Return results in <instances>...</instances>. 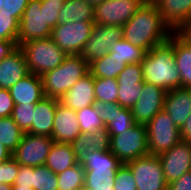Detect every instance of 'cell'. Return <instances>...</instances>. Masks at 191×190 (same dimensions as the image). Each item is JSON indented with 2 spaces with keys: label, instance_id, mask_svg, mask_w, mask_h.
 Wrapping results in <instances>:
<instances>
[{
  "label": "cell",
  "instance_id": "1",
  "mask_svg": "<svg viewBox=\"0 0 191 190\" xmlns=\"http://www.w3.org/2000/svg\"><path fill=\"white\" fill-rule=\"evenodd\" d=\"M122 28L123 39L143 48L146 52L166 42L172 33L151 0L144 2Z\"/></svg>",
  "mask_w": 191,
  "mask_h": 190
},
{
  "label": "cell",
  "instance_id": "2",
  "mask_svg": "<svg viewBox=\"0 0 191 190\" xmlns=\"http://www.w3.org/2000/svg\"><path fill=\"white\" fill-rule=\"evenodd\" d=\"M141 66L144 82L158 86L166 92L181 87L174 48L168 40L146 52Z\"/></svg>",
  "mask_w": 191,
  "mask_h": 190
},
{
  "label": "cell",
  "instance_id": "3",
  "mask_svg": "<svg viewBox=\"0 0 191 190\" xmlns=\"http://www.w3.org/2000/svg\"><path fill=\"white\" fill-rule=\"evenodd\" d=\"M79 163L85 170V188L114 190L116 172L123 163L110 150H92Z\"/></svg>",
  "mask_w": 191,
  "mask_h": 190
},
{
  "label": "cell",
  "instance_id": "4",
  "mask_svg": "<svg viewBox=\"0 0 191 190\" xmlns=\"http://www.w3.org/2000/svg\"><path fill=\"white\" fill-rule=\"evenodd\" d=\"M88 73L89 64L81 54L67 55L61 65L41 76L45 96L60 99Z\"/></svg>",
  "mask_w": 191,
  "mask_h": 190
},
{
  "label": "cell",
  "instance_id": "5",
  "mask_svg": "<svg viewBox=\"0 0 191 190\" xmlns=\"http://www.w3.org/2000/svg\"><path fill=\"white\" fill-rule=\"evenodd\" d=\"M19 47L24 53L29 73L38 76L54 70L67 56L51 37L24 42Z\"/></svg>",
  "mask_w": 191,
  "mask_h": 190
},
{
  "label": "cell",
  "instance_id": "6",
  "mask_svg": "<svg viewBox=\"0 0 191 190\" xmlns=\"http://www.w3.org/2000/svg\"><path fill=\"white\" fill-rule=\"evenodd\" d=\"M147 142L151 155H159L171 149L181 140L180 128L161 110L147 124Z\"/></svg>",
  "mask_w": 191,
  "mask_h": 190
},
{
  "label": "cell",
  "instance_id": "7",
  "mask_svg": "<svg viewBox=\"0 0 191 190\" xmlns=\"http://www.w3.org/2000/svg\"><path fill=\"white\" fill-rule=\"evenodd\" d=\"M110 151L122 163L150 154L146 125L137 124L121 134L112 136L110 138Z\"/></svg>",
  "mask_w": 191,
  "mask_h": 190
},
{
  "label": "cell",
  "instance_id": "8",
  "mask_svg": "<svg viewBox=\"0 0 191 190\" xmlns=\"http://www.w3.org/2000/svg\"><path fill=\"white\" fill-rule=\"evenodd\" d=\"M125 164L133 174L137 190H167L168 184L158 155L148 154Z\"/></svg>",
  "mask_w": 191,
  "mask_h": 190
},
{
  "label": "cell",
  "instance_id": "9",
  "mask_svg": "<svg viewBox=\"0 0 191 190\" xmlns=\"http://www.w3.org/2000/svg\"><path fill=\"white\" fill-rule=\"evenodd\" d=\"M148 0H105L94 5V23L123 27Z\"/></svg>",
  "mask_w": 191,
  "mask_h": 190
},
{
  "label": "cell",
  "instance_id": "10",
  "mask_svg": "<svg viewBox=\"0 0 191 190\" xmlns=\"http://www.w3.org/2000/svg\"><path fill=\"white\" fill-rule=\"evenodd\" d=\"M94 24V22H72L57 25L52 29L50 37L67 55L81 54Z\"/></svg>",
  "mask_w": 191,
  "mask_h": 190
},
{
  "label": "cell",
  "instance_id": "11",
  "mask_svg": "<svg viewBox=\"0 0 191 190\" xmlns=\"http://www.w3.org/2000/svg\"><path fill=\"white\" fill-rule=\"evenodd\" d=\"M54 140L49 136L24 133L12 157L22 166L45 165Z\"/></svg>",
  "mask_w": 191,
  "mask_h": 190
},
{
  "label": "cell",
  "instance_id": "12",
  "mask_svg": "<svg viewBox=\"0 0 191 190\" xmlns=\"http://www.w3.org/2000/svg\"><path fill=\"white\" fill-rule=\"evenodd\" d=\"M51 31L45 22L41 0H30L19 22L18 46L31 40L48 38Z\"/></svg>",
  "mask_w": 191,
  "mask_h": 190
},
{
  "label": "cell",
  "instance_id": "13",
  "mask_svg": "<svg viewBox=\"0 0 191 190\" xmlns=\"http://www.w3.org/2000/svg\"><path fill=\"white\" fill-rule=\"evenodd\" d=\"M123 38V28L120 26H104L94 24L88 41L81 52L88 64L109 53L112 45Z\"/></svg>",
  "mask_w": 191,
  "mask_h": 190
},
{
  "label": "cell",
  "instance_id": "14",
  "mask_svg": "<svg viewBox=\"0 0 191 190\" xmlns=\"http://www.w3.org/2000/svg\"><path fill=\"white\" fill-rule=\"evenodd\" d=\"M158 156L162 163L167 184L191 171V142L180 140L171 149Z\"/></svg>",
  "mask_w": 191,
  "mask_h": 190
},
{
  "label": "cell",
  "instance_id": "15",
  "mask_svg": "<svg viewBox=\"0 0 191 190\" xmlns=\"http://www.w3.org/2000/svg\"><path fill=\"white\" fill-rule=\"evenodd\" d=\"M166 93L158 86L143 82L139 99L131 109L135 122L146 125L157 113L163 110Z\"/></svg>",
  "mask_w": 191,
  "mask_h": 190
},
{
  "label": "cell",
  "instance_id": "16",
  "mask_svg": "<svg viewBox=\"0 0 191 190\" xmlns=\"http://www.w3.org/2000/svg\"><path fill=\"white\" fill-rule=\"evenodd\" d=\"M118 104L132 109L139 99L143 87V72L141 63L128 64L118 75Z\"/></svg>",
  "mask_w": 191,
  "mask_h": 190
},
{
  "label": "cell",
  "instance_id": "17",
  "mask_svg": "<svg viewBox=\"0 0 191 190\" xmlns=\"http://www.w3.org/2000/svg\"><path fill=\"white\" fill-rule=\"evenodd\" d=\"M172 32H181L191 18V0H151Z\"/></svg>",
  "mask_w": 191,
  "mask_h": 190
},
{
  "label": "cell",
  "instance_id": "18",
  "mask_svg": "<svg viewBox=\"0 0 191 190\" xmlns=\"http://www.w3.org/2000/svg\"><path fill=\"white\" fill-rule=\"evenodd\" d=\"M76 111L57 103L51 138L54 142L70 144L80 134Z\"/></svg>",
  "mask_w": 191,
  "mask_h": 190
},
{
  "label": "cell",
  "instance_id": "19",
  "mask_svg": "<svg viewBox=\"0 0 191 190\" xmlns=\"http://www.w3.org/2000/svg\"><path fill=\"white\" fill-rule=\"evenodd\" d=\"M95 102L94 77L90 73L78 80L71 89L59 99L60 104L74 111L92 106Z\"/></svg>",
  "mask_w": 191,
  "mask_h": 190
},
{
  "label": "cell",
  "instance_id": "20",
  "mask_svg": "<svg viewBox=\"0 0 191 190\" xmlns=\"http://www.w3.org/2000/svg\"><path fill=\"white\" fill-rule=\"evenodd\" d=\"M28 74L29 71L24 53L18 46L0 61V88L9 90Z\"/></svg>",
  "mask_w": 191,
  "mask_h": 190
},
{
  "label": "cell",
  "instance_id": "21",
  "mask_svg": "<svg viewBox=\"0 0 191 190\" xmlns=\"http://www.w3.org/2000/svg\"><path fill=\"white\" fill-rule=\"evenodd\" d=\"M163 110L181 128L191 113V88L179 87L168 91Z\"/></svg>",
  "mask_w": 191,
  "mask_h": 190
},
{
  "label": "cell",
  "instance_id": "22",
  "mask_svg": "<svg viewBox=\"0 0 191 190\" xmlns=\"http://www.w3.org/2000/svg\"><path fill=\"white\" fill-rule=\"evenodd\" d=\"M168 41L173 45L176 67L181 78V87L191 88V41L181 32H172Z\"/></svg>",
  "mask_w": 191,
  "mask_h": 190
},
{
  "label": "cell",
  "instance_id": "23",
  "mask_svg": "<svg viewBox=\"0 0 191 190\" xmlns=\"http://www.w3.org/2000/svg\"><path fill=\"white\" fill-rule=\"evenodd\" d=\"M14 105L36 104L45 97L41 76L29 73L9 89Z\"/></svg>",
  "mask_w": 191,
  "mask_h": 190
},
{
  "label": "cell",
  "instance_id": "24",
  "mask_svg": "<svg viewBox=\"0 0 191 190\" xmlns=\"http://www.w3.org/2000/svg\"><path fill=\"white\" fill-rule=\"evenodd\" d=\"M58 102L59 99L46 96L36 102L32 127L27 133L51 137Z\"/></svg>",
  "mask_w": 191,
  "mask_h": 190
},
{
  "label": "cell",
  "instance_id": "25",
  "mask_svg": "<svg viewBox=\"0 0 191 190\" xmlns=\"http://www.w3.org/2000/svg\"><path fill=\"white\" fill-rule=\"evenodd\" d=\"M72 22H94V6L85 0H65L58 25Z\"/></svg>",
  "mask_w": 191,
  "mask_h": 190
},
{
  "label": "cell",
  "instance_id": "26",
  "mask_svg": "<svg viewBox=\"0 0 191 190\" xmlns=\"http://www.w3.org/2000/svg\"><path fill=\"white\" fill-rule=\"evenodd\" d=\"M78 163L71 144L53 142L45 165L58 174Z\"/></svg>",
  "mask_w": 191,
  "mask_h": 190
},
{
  "label": "cell",
  "instance_id": "27",
  "mask_svg": "<svg viewBox=\"0 0 191 190\" xmlns=\"http://www.w3.org/2000/svg\"><path fill=\"white\" fill-rule=\"evenodd\" d=\"M127 64H124L118 58L110 56L107 53L100 59H97L89 64V73L94 78H113L117 79L118 75L125 69Z\"/></svg>",
  "mask_w": 191,
  "mask_h": 190
},
{
  "label": "cell",
  "instance_id": "28",
  "mask_svg": "<svg viewBox=\"0 0 191 190\" xmlns=\"http://www.w3.org/2000/svg\"><path fill=\"white\" fill-rule=\"evenodd\" d=\"M109 54L128 65L141 63L146 51L122 38L112 45Z\"/></svg>",
  "mask_w": 191,
  "mask_h": 190
},
{
  "label": "cell",
  "instance_id": "29",
  "mask_svg": "<svg viewBox=\"0 0 191 190\" xmlns=\"http://www.w3.org/2000/svg\"><path fill=\"white\" fill-rule=\"evenodd\" d=\"M24 132L14 122L12 116L0 118V142L13 153L23 138Z\"/></svg>",
  "mask_w": 191,
  "mask_h": 190
},
{
  "label": "cell",
  "instance_id": "30",
  "mask_svg": "<svg viewBox=\"0 0 191 190\" xmlns=\"http://www.w3.org/2000/svg\"><path fill=\"white\" fill-rule=\"evenodd\" d=\"M58 190H78L84 187L85 170L80 163L57 174Z\"/></svg>",
  "mask_w": 191,
  "mask_h": 190
},
{
  "label": "cell",
  "instance_id": "31",
  "mask_svg": "<svg viewBox=\"0 0 191 190\" xmlns=\"http://www.w3.org/2000/svg\"><path fill=\"white\" fill-rule=\"evenodd\" d=\"M137 123L132 115V110L125 107H120L119 110H114L111 121L105 126L108 130L109 137L121 134L128 129L135 127Z\"/></svg>",
  "mask_w": 191,
  "mask_h": 190
},
{
  "label": "cell",
  "instance_id": "32",
  "mask_svg": "<svg viewBox=\"0 0 191 190\" xmlns=\"http://www.w3.org/2000/svg\"><path fill=\"white\" fill-rule=\"evenodd\" d=\"M96 102L118 103V81L113 78H94Z\"/></svg>",
  "mask_w": 191,
  "mask_h": 190
},
{
  "label": "cell",
  "instance_id": "33",
  "mask_svg": "<svg viewBox=\"0 0 191 190\" xmlns=\"http://www.w3.org/2000/svg\"><path fill=\"white\" fill-rule=\"evenodd\" d=\"M76 115L82 133L93 132L104 127L95 105L76 111Z\"/></svg>",
  "mask_w": 191,
  "mask_h": 190
},
{
  "label": "cell",
  "instance_id": "34",
  "mask_svg": "<svg viewBox=\"0 0 191 190\" xmlns=\"http://www.w3.org/2000/svg\"><path fill=\"white\" fill-rule=\"evenodd\" d=\"M34 190H58L57 174L53 173L46 165L34 167Z\"/></svg>",
  "mask_w": 191,
  "mask_h": 190
},
{
  "label": "cell",
  "instance_id": "35",
  "mask_svg": "<svg viewBox=\"0 0 191 190\" xmlns=\"http://www.w3.org/2000/svg\"><path fill=\"white\" fill-rule=\"evenodd\" d=\"M35 106L36 104L14 105L12 118L24 133H27L32 127Z\"/></svg>",
  "mask_w": 191,
  "mask_h": 190
},
{
  "label": "cell",
  "instance_id": "36",
  "mask_svg": "<svg viewBox=\"0 0 191 190\" xmlns=\"http://www.w3.org/2000/svg\"><path fill=\"white\" fill-rule=\"evenodd\" d=\"M19 20L0 12V40L15 41L18 45Z\"/></svg>",
  "mask_w": 191,
  "mask_h": 190
},
{
  "label": "cell",
  "instance_id": "37",
  "mask_svg": "<svg viewBox=\"0 0 191 190\" xmlns=\"http://www.w3.org/2000/svg\"><path fill=\"white\" fill-rule=\"evenodd\" d=\"M65 0H41V9H44L45 22L53 29L58 25V14L63 8Z\"/></svg>",
  "mask_w": 191,
  "mask_h": 190
},
{
  "label": "cell",
  "instance_id": "38",
  "mask_svg": "<svg viewBox=\"0 0 191 190\" xmlns=\"http://www.w3.org/2000/svg\"><path fill=\"white\" fill-rule=\"evenodd\" d=\"M114 190H137L133 174L125 163L116 172Z\"/></svg>",
  "mask_w": 191,
  "mask_h": 190
},
{
  "label": "cell",
  "instance_id": "39",
  "mask_svg": "<svg viewBox=\"0 0 191 190\" xmlns=\"http://www.w3.org/2000/svg\"><path fill=\"white\" fill-rule=\"evenodd\" d=\"M20 164L11 156L4 163L0 164V184H9L13 186Z\"/></svg>",
  "mask_w": 191,
  "mask_h": 190
},
{
  "label": "cell",
  "instance_id": "40",
  "mask_svg": "<svg viewBox=\"0 0 191 190\" xmlns=\"http://www.w3.org/2000/svg\"><path fill=\"white\" fill-rule=\"evenodd\" d=\"M90 147L93 150L106 151L110 150V137L106 127L88 132Z\"/></svg>",
  "mask_w": 191,
  "mask_h": 190
},
{
  "label": "cell",
  "instance_id": "41",
  "mask_svg": "<svg viewBox=\"0 0 191 190\" xmlns=\"http://www.w3.org/2000/svg\"><path fill=\"white\" fill-rule=\"evenodd\" d=\"M29 1L30 0H1L0 12H4L20 21Z\"/></svg>",
  "mask_w": 191,
  "mask_h": 190
},
{
  "label": "cell",
  "instance_id": "42",
  "mask_svg": "<svg viewBox=\"0 0 191 190\" xmlns=\"http://www.w3.org/2000/svg\"><path fill=\"white\" fill-rule=\"evenodd\" d=\"M75 158L80 162L83 157L93 149L90 147V142L88 138V132L81 133L74 141L71 143Z\"/></svg>",
  "mask_w": 191,
  "mask_h": 190
},
{
  "label": "cell",
  "instance_id": "43",
  "mask_svg": "<svg viewBox=\"0 0 191 190\" xmlns=\"http://www.w3.org/2000/svg\"><path fill=\"white\" fill-rule=\"evenodd\" d=\"M34 167L20 165L18 175L12 187L33 188Z\"/></svg>",
  "mask_w": 191,
  "mask_h": 190
},
{
  "label": "cell",
  "instance_id": "44",
  "mask_svg": "<svg viewBox=\"0 0 191 190\" xmlns=\"http://www.w3.org/2000/svg\"><path fill=\"white\" fill-rule=\"evenodd\" d=\"M94 105L104 126L111 121L114 110H119L121 107L118 103L110 102H95Z\"/></svg>",
  "mask_w": 191,
  "mask_h": 190
},
{
  "label": "cell",
  "instance_id": "45",
  "mask_svg": "<svg viewBox=\"0 0 191 190\" xmlns=\"http://www.w3.org/2000/svg\"><path fill=\"white\" fill-rule=\"evenodd\" d=\"M14 102L8 89L0 88V118L12 116Z\"/></svg>",
  "mask_w": 191,
  "mask_h": 190
},
{
  "label": "cell",
  "instance_id": "46",
  "mask_svg": "<svg viewBox=\"0 0 191 190\" xmlns=\"http://www.w3.org/2000/svg\"><path fill=\"white\" fill-rule=\"evenodd\" d=\"M167 190H191V171L168 184Z\"/></svg>",
  "mask_w": 191,
  "mask_h": 190
},
{
  "label": "cell",
  "instance_id": "47",
  "mask_svg": "<svg viewBox=\"0 0 191 190\" xmlns=\"http://www.w3.org/2000/svg\"><path fill=\"white\" fill-rule=\"evenodd\" d=\"M18 47L15 41L0 40V61Z\"/></svg>",
  "mask_w": 191,
  "mask_h": 190
},
{
  "label": "cell",
  "instance_id": "48",
  "mask_svg": "<svg viewBox=\"0 0 191 190\" xmlns=\"http://www.w3.org/2000/svg\"><path fill=\"white\" fill-rule=\"evenodd\" d=\"M180 136L182 141L191 142V113L180 128Z\"/></svg>",
  "mask_w": 191,
  "mask_h": 190
},
{
  "label": "cell",
  "instance_id": "49",
  "mask_svg": "<svg viewBox=\"0 0 191 190\" xmlns=\"http://www.w3.org/2000/svg\"><path fill=\"white\" fill-rule=\"evenodd\" d=\"M12 156V153H10L4 145L0 142V164L4 163L6 160H8Z\"/></svg>",
  "mask_w": 191,
  "mask_h": 190
},
{
  "label": "cell",
  "instance_id": "50",
  "mask_svg": "<svg viewBox=\"0 0 191 190\" xmlns=\"http://www.w3.org/2000/svg\"><path fill=\"white\" fill-rule=\"evenodd\" d=\"M181 33L191 41V18L189 23L182 29Z\"/></svg>",
  "mask_w": 191,
  "mask_h": 190
},
{
  "label": "cell",
  "instance_id": "51",
  "mask_svg": "<svg viewBox=\"0 0 191 190\" xmlns=\"http://www.w3.org/2000/svg\"><path fill=\"white\" fill-rule=\"evenodd\" d=\"M0 190H12V186L9 184H0Z\"/></svg>",
  "mask_w": 191,
  "mask_h": 190
},
{
  "label": "cell",
  "instance_id": "52",
  "mask_svg": "<svg viewBox=\"0 0 191 190\" xmlns=\"http://www.w3.org/2000/svg\"><path fill=\"white\" fill-rule=\"evenodd\" d=\"M85 1L94 6V5L98 4V3H102L105 0H85Z\"/></svg>",
  "mask_w": 191,
  "mask_h": 190
},
{
  "label": "cell",
  "instance_id": "53",
  "mask_svg": "<svg viewBox=\"0 0 191 190\" xmlns=\"http://www.w3.org/2000/svg\"><path fill=\"white\" fill-rule=\"evenodd\" d=\"M12 190H34V189L28 187H12Z\"/></svg>",
  "mask_w": 191,
  "mask_h": 190
},
{
  "label": "cell",
  "instance_id": "54",
  "mask_svg": "<svg viewBox=\"0 0 191 190\" xmlns=\"http://www.w3.org/2000/svg\"><path fill=\"white\" fill-rule=\"evenodd\" d=\"M78 190H89V189H87V188H85V187H82V188H80V189H78Z\"/></svg>",
  "mask_w": 191,
  "mask_h": 190
}]
</instances>
